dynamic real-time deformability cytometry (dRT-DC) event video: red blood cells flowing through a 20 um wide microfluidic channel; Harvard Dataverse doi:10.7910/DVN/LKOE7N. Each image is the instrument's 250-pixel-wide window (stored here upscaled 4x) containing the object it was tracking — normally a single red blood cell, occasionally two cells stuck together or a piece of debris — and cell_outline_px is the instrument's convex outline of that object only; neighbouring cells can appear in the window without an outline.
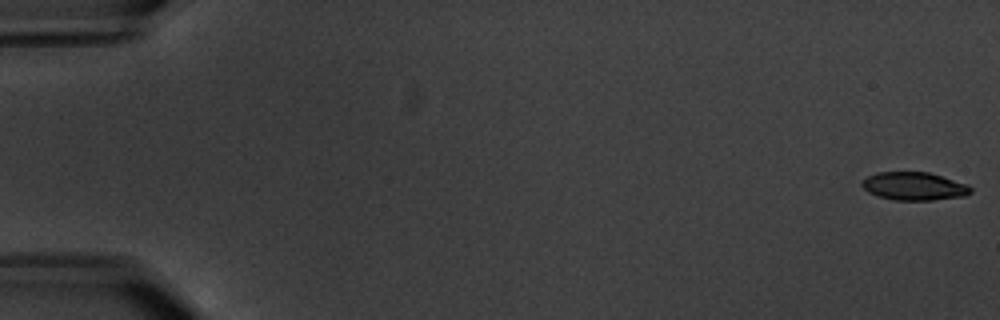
{"species": "common noctule bat (a hibernating species)", "species_latin": "Nyctalus noctula", "temperature_condition": "warm", "stored_images_in_passage": 6, "camera_frame_rate_fps": 3000, "um_per_image_px": 0.085, "animal": {"sex": "male", "body_mass_g": 20.1, "forearm_length_mm": 53.5}, "frame": {"image": 1, "passage_image": 1, "time_ms": 0.0, "image_size_px": [1000, 320], "cell_outline_px": [[972, 192], [964, 196], [932, 200], [896, 200], [880, 196], [868, 192], [860, 184], [868, 176], [876, 172], [928, 172], [968, 184], [972, 188]], "centroid_in_image_um": [77.72, 15.82], "position_along_channel_um": 7.3, "area_um2": 17.69}}
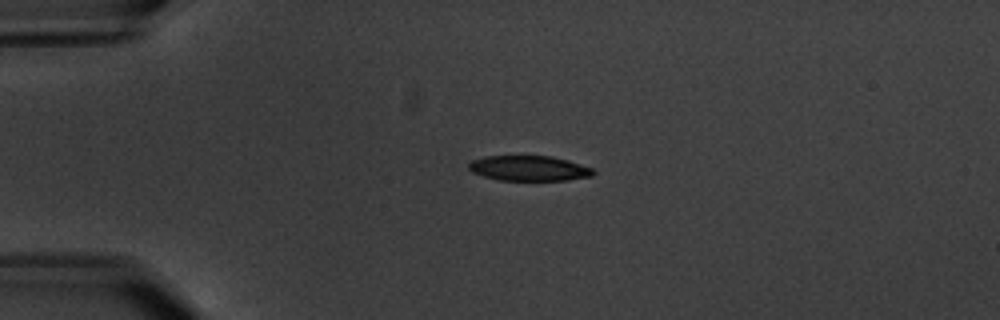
{"frame": {"image": 2, "passage_image": 5, "time_ms": 4.667, "image_size_px": [1000, 320], "cell_outline_px": [[596, 172], [592, 176], [568, 180], [500, 180], [484, 176], [472, 172], [468, 168], [468, 164], [472, 160], [484, 156], [552, 156], [568, 160], [592, 168]], "centroid_in_image_um": [44.97, 14.3], "position_along_channel_um": 40.0, "area_um2": 18.26}}